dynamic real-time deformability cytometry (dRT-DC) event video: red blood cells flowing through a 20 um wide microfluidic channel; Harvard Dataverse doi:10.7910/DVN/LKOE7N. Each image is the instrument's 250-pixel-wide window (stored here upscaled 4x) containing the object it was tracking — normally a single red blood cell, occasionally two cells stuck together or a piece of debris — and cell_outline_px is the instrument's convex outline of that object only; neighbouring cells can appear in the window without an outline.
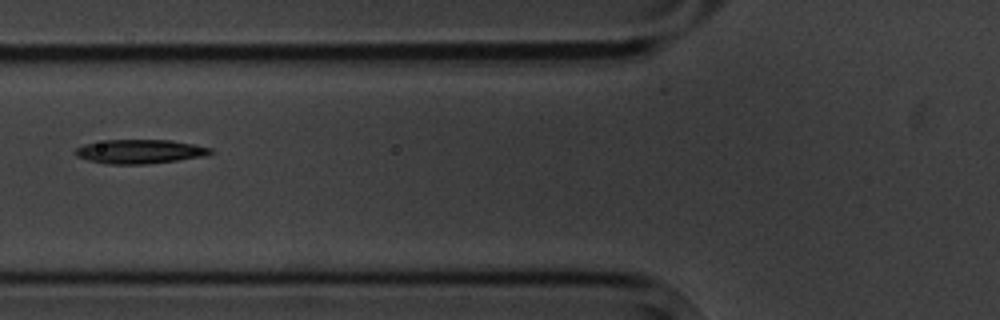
{"species": "common noctule bat (a hibernating species)", "species_latin": "Nyctalus noctula", "temperature_condition": "cold", "stored_images_in_passage": 6, "camera_frame_rate_fps": 3000, "um_per_image_px": 0.085, "animal": {"sex": "male", "body_mass_g": 20.1, "forearm_length_mm": 53.5}, "frame": {"image": 1, "passage_image": 6, "time_ms": 6.0, "image_size_px": [1000, 320], "cell_outline_px": [[212, 152], [208, 156], [144, 164], [108, 164], [88, 160], [76, 156], [72, 152], [76, 148], [84, 144], [104, 140], [172, 140], [212, 148]], "centroid_in_image_um": [11.86, 12.88], "position_along_channel_um": 113.9, "area_um2": 18.96}}